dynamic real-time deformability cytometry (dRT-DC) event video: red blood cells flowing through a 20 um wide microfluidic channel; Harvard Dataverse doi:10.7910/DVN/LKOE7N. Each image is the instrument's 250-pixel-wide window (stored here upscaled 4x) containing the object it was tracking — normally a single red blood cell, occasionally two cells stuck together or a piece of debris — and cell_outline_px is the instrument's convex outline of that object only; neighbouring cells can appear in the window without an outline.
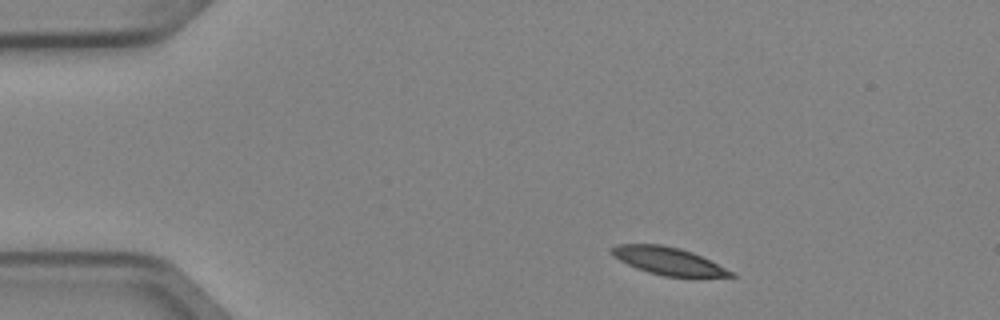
{"species": "Egyptian fruit bat (a non-hibernating species)", "species_latin": "Rousettus aegyptiacus", "temperature_condition": "cold", "stored_images_in_passage": 2, "camera_frame_rate_fps": 3000, "um_per_image_px": 0.085, "animal": {"sex": "female"}, "frame": {"image": 1, "passage_image": 1, "time_ms": 0.0, "image_size_px": [1000, 320], "cell_outline_px": [[736, 276], [664, 276], [648, 272], [636, 268], [612, 256], [608, 248], [616, 244], [660, 244], [680, 248], [692, 252], [732, 272]], "centroid_in_image_um": [56.68, 22.15], "position_along_channel_um": 28.3, "area_um2": 18.73}}